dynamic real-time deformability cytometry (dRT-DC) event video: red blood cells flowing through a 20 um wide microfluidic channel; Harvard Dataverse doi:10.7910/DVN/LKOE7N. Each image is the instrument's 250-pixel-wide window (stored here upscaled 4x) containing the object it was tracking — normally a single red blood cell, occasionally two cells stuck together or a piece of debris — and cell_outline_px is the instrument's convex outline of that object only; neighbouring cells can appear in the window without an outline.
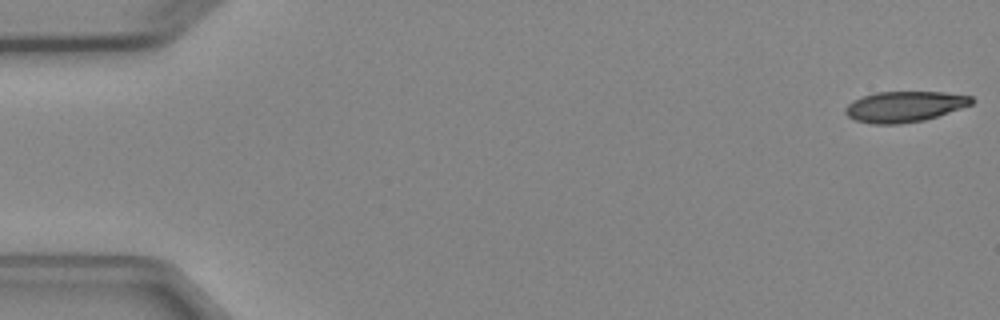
{"species": "Egyptian fruit bat (a non-hibernating species)", "species_latin": "Rousettus aegyptiacus", "temperature_condition": "cold", "stored_images_in_passage": 5, "camera_frame_rate_fps": 3000, "um_per_image_px": 0.085, "animal": {"sex": "female"}, "frame": {"image": 1, "passage_image": 1, "time_ms": 0.0, "image_size_px": [1000, 320], "cell_outline_px": [[976, 100], [972, 104], [924, 120], [900, 124], [872, 124], [856, 120], [848, 116], [844, 112], [844, 108], [852, 100], [876, 92], [944, 92], [972, 96]], "centroid_in_image_um": [76.87, 9.06], "position_along_channel_um": 8.1, "area_um2": 22.54}}
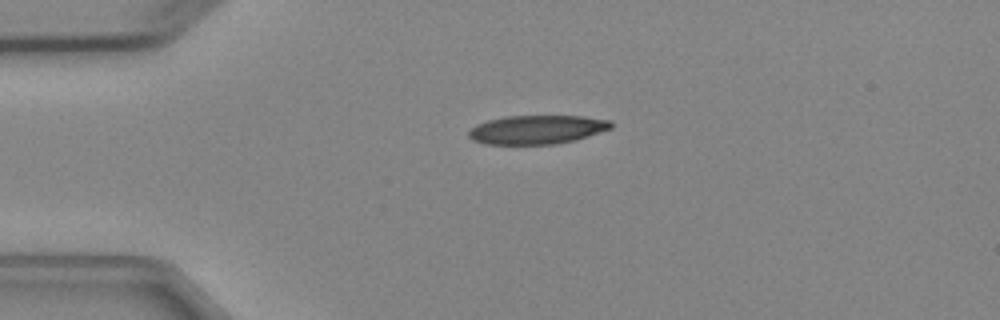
{"frame": {"image": 2, "passage_image": 4, "time_ms": 3.667, "image_size_px": [1000, 320], "cell_outline_px": [[612, 128], [576, 140], [556, 144], [484, 144], [472, 140], [468, 136], [468, 132], [476, 124], [488, 120], [508, 116], [584, 116], [612, 120]], "centroid_in_image_um": [45.65, 11.02], "position_along_channel_um": 39.3, "area_um2": 23.99}}